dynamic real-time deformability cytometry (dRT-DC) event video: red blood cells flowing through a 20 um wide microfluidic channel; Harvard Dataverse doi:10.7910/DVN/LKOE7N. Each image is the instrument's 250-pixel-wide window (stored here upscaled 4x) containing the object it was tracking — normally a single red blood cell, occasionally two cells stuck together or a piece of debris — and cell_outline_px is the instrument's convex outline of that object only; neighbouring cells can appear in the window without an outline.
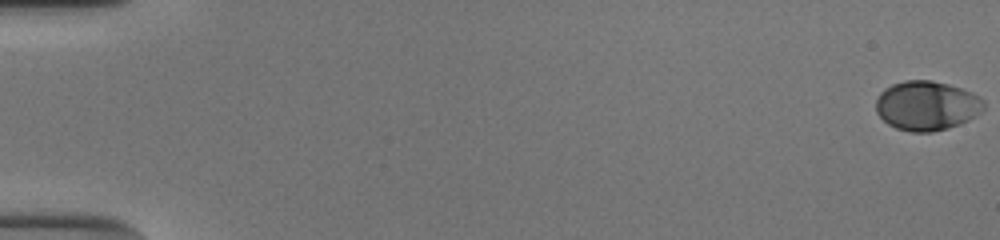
{"species": "human", "species_latin": "Homo sapiens", "temperature_condition": "cold", "stored_images_in_passage": 54, "camera_frame_rate_fps": 3000, "um_per_image_px": 0.085, "donor": {"sex": "male"}, "frame": {"image": 1, "passage_image": 1, "time_ms": 0.0, "image_size_px": [1000, 240], "cell_outline_px": [[984, 108], [976, 116], [960, 124], [948, 128], [932, 132], [912, 132], [896, 128], [888, 124], [876, 112], [876, 100], [880, 92], [884, 88], [892, 84], [904, 80], [932, 80], [948, 84], [972, 92], [984, 100]], "centroid_in_image_um": [78.77, 8.98], "position_along_channel_um": 6.2, "area_um2": 31.21}}
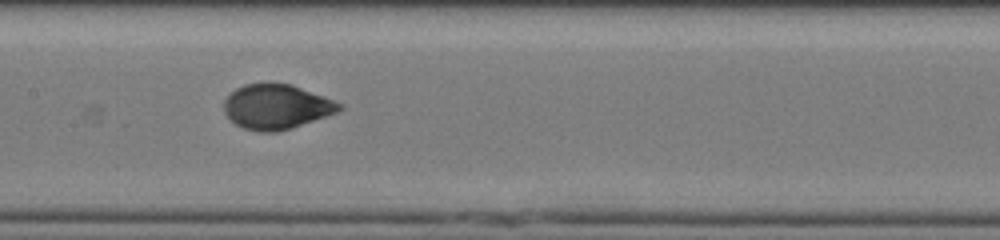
{"frame": {"image": 2, "passage_image": 29, "time_ms": 9.333, "image_size_px": [1000, 240], "cell_outline_px": [[344, 108], [336, 112], [292, 128], [276, 132], [260, 132], [244, 128], [236, 124], [224, 112], [224, 100], [236, 88], [244, 84], [292, 84], [344, 104]], "centroid_in_image_um": [23.51, 9.08], "position_along_channel_um": 183.9, "area_um2": 29.77}}
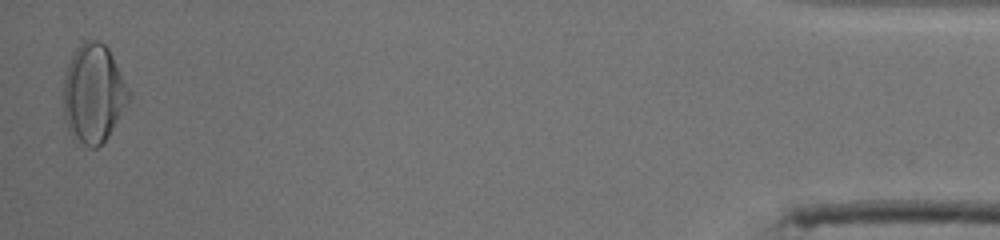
{"frame": {"image": 3, "passage_image": 54, "time_ms": 17.667, "image_size_px": [1000, 240], "cell_outline_px": [[132, 96], [108, 136], [96, 148], [88, 148], [76, 144], [72, 140], [68, 132], [64, 120], [64, 76], [72, 52], [84, 40], [96, 40], [104, 44], [108, 48], [132, 92]], "centroid_in_image_um": [7.93, 7.99], "position_along_channel_um": 427.3, "area_um2": 38.26}, "authors_computed_cell_mechanics": {"area_um2": 30.3739, "velocity_mm_per_s": 3.8913, "shape_relaxation_time_tau1_ms": 3.2731, "shape_relaxation_time_tau2_ms": null, "deformation_change_tau1": 0.1693, "deformation_change_tau2": null}}